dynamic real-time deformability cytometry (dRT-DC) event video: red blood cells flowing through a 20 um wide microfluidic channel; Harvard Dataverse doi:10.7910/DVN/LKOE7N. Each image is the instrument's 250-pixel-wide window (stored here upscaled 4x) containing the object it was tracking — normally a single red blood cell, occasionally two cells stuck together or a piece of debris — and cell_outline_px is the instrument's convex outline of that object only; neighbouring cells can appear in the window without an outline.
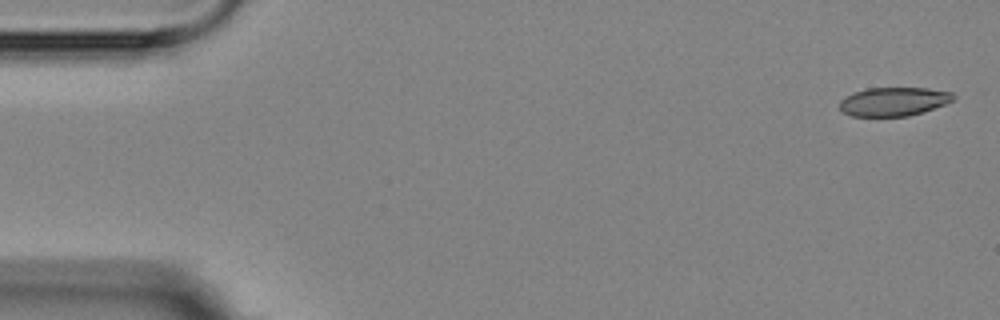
{"species": "Egyptian fruit bat (a non-hibernating species)", "species_latin": "Rousettus aegyptiacus", "temperature_condition": "room temperature", "stored_images_in_passage": 5, "segment_of_instrument_passage": [1, 2], "camera_frame_rate_fps": 3000, "um_per_image_px": 0.085, "animal": {"sex": "female"}, "frame": {"image": 1, "passage_image": 1, "time_ms": 0.0, "image_size_px": [1000, 320], "cell_outline_px": [[956, 96], [952, 100], [944, 104], [908, 116], [852, 116], [844, 112], [840, 108], [840, 100], [852, 92], [868, 88], [928, 88], [952, 92]], "centroid_in_image_um": [75.94, 8.62], "position_along_channel_um": 9.1, "area_um2": 18.84}}
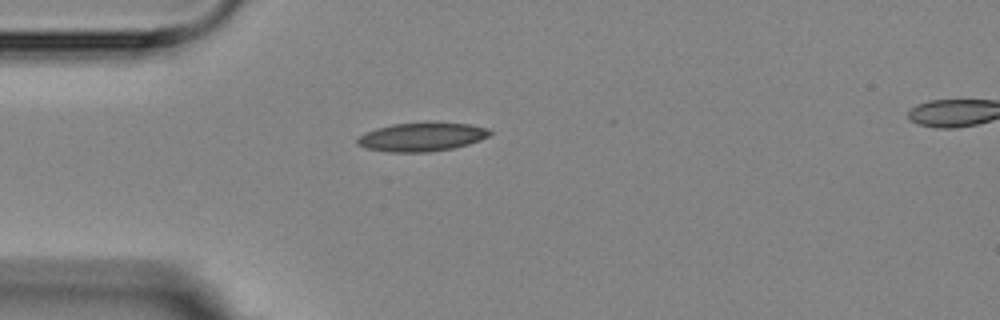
{"frame": {"image": 2, "passage_image": 4, "time_ms": 4.333, "image_size_px": [1000, 320], "cell_outline_px": [[492, 132], [488, 136], [480, 140], [468, 144], [452, 148], [432, 152], [388, 152], [364, 148], [356, 144], [356, 140], [364, 132], [376, 128], [392, 124], [424, 120], [472, 124], [488, 128]], "centroid_in_image_um": [35.84, 11.6], "position_along_channel_um": 49.2, "area_um2": 22.95}}